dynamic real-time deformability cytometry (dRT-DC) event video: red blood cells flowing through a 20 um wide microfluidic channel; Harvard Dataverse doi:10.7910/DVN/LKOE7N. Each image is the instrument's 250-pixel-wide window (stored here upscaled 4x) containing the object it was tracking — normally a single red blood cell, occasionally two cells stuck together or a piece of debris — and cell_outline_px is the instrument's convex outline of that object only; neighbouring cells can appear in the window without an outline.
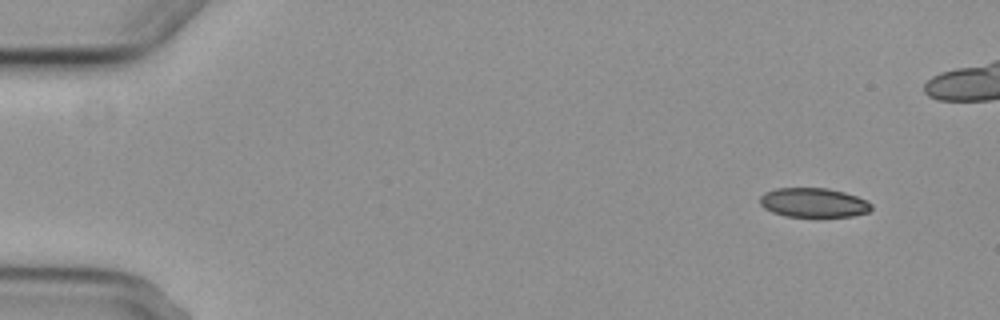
{"species": "common noctule bat (a hibernating species)", "species_latin": "Nyctalus noctula", "temperature_condition": "cold", "stored_images_in_passage": 5, "camera_frame_rate_fps": 3000, "um_per_image_px": 0.085, "animal": {"sex": "female", "body_mass_g": 29.2, "forearm_length_mm": 56.3}, "frame": {"image": 1, "passage_image": 1, "time_ms": 0.0, "image_size_px": [1000, 320], "cell_outline_px": [[872, 208], [868, 212], [852, 216], [784, 216], [772, 212], [764, 208], [760, 204], [760, 196], [764, 192], [776, 188], [828, 188], [844, 192], [868, 200], [872, 204]], "centroid_in_image_um": [69.14, 17.21], "position_along_channel_um": 15.9, "area_um2": 19.07}}